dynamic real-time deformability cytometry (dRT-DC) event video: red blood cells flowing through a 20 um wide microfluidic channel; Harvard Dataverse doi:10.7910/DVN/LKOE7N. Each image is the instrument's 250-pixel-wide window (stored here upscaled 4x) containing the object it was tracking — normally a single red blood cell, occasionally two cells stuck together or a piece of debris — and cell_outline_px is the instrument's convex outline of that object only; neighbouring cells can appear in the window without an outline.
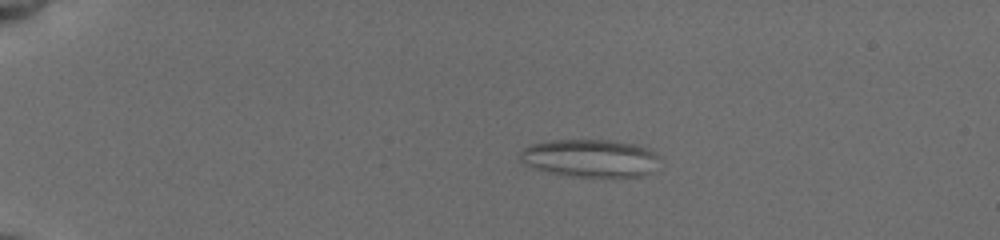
{"species": "common noctule bat (a hibernating species)", "species_latin": "Nyctalus noctula", "temperature_condition": "cold", "stored_images_in_passage": 39, "camera_frame_rate_fps": 3000, "um_per_image_px": 0.085, "animal": {"sex": "female", "body_mass_g": 19.5, "forearm_length_mm": 54.1}, "frame": {"image": 1, "passage_image": 1, "time_ms": 0.0, "image_size_px": [1000, 240], "cell_outline_px": [[652, 156], [640, 172], [636, 176], [576, 176], [536, 168], [524, 160], [520, 156], [520, 152], [524, 148], [532, 144], [556, 140], [608, 140], [632, 144], [648, 152]], "centroid_in_image_um": [49.91, 13.4], "position_along_channel_um": 35.1, "area_um2": 27.86}}
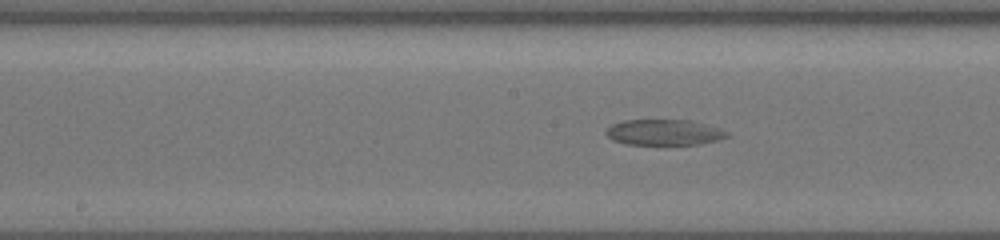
{"frame": {"image": 2, "passage_image": 23, "time_ms": 6.333, "image_size_px": [1000, 240], "cell_outline_px": [[728, 136], [716, 140], [700, 144], [624, 144], [612, 140], [604, 132], [612, 124], [624, 120], [692, 120], [720, 128], [728, 132]], "centroid_in_image_um": [56.43, 11.24], "position_along_channel_um": 191.8, "area_um2": 18.09}}
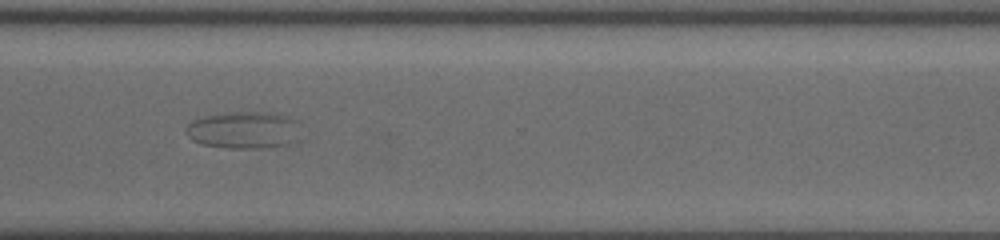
{"frame": {"image": 3, "passage_image": 38, "time_ms": 10.667, "image_size_px": [1000, 240], "cell_outline_px": [[300, 140], [292, 144], [260, 148], [228, 148], [204, 144], [192, 140], [188, 136], [188, 124], [192, 120], [208, 116], [236, 112], [272, 112], [296, 120]], "centroid_in_image_um": [20.79, 11.07], "position_along_channel_um": 349.8, "area_um2": 24.57}}